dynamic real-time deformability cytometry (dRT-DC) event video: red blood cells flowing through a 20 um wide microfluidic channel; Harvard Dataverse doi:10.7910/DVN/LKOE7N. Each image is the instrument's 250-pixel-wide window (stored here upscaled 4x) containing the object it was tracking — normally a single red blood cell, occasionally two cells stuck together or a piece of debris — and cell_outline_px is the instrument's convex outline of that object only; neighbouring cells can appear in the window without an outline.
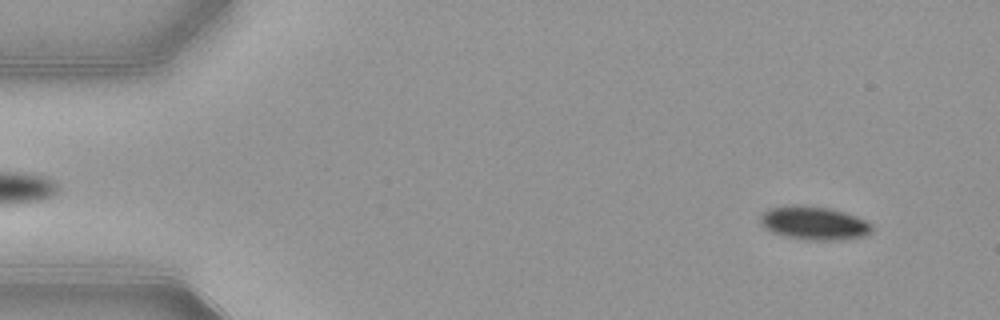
{"species": "common noctule bat (a hibernating species)", "species_latin": "Nyctalus noctula", "temperature_condition": "warm", "stored_images_in_passage": 52, "camera_frame_rate_fps": 3000, "um_per_image_px": 0.085, "animal": {"sex": "female", "body_mass_g": 21.9}, "frame": {"image": 1, "passage_image": 4, "time_ms": 1.0, "image_size_px": [1000, 320], "cell_outline_px": [[872, 232], [864, 236], [844, 240], [808, 240], [784, 236], [772, 232], [764, 228], [760, 224], [760, 216], [768, 208], [792, 204], [804, 204], [828, 208], [844, 212], [856, 216], [872, 224]], "centroid_in_image_um": [69.17, 18.96], "position_along_channel_um": 15.8, "area_um2": 22.08}}
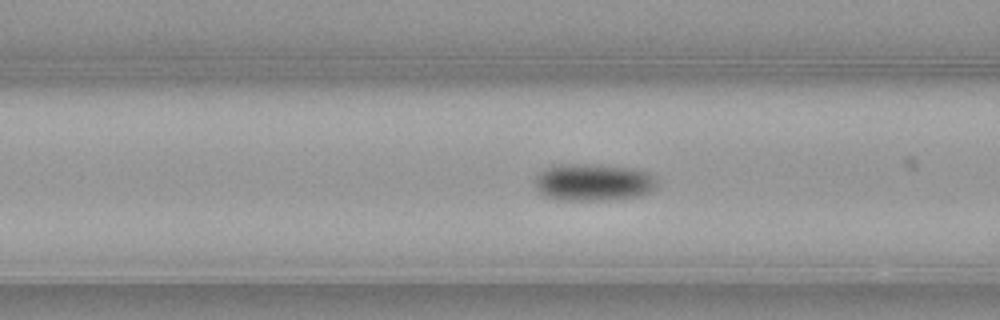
{"frame": {"image": 2, "passage_image": 20, "time_ms": 6.333, "image_size_px": [1000, 320], "cell_outline_px": [[656, 184], [648, 192], [640, 196], [608, 200], [556, 200], [544, 196], [536, 188], [536, 176], [540, 172], [556, 164], [600, 164], [636, 168], [652, 176]], "centroid_in_image_um": [50.39, 15.49], "position_along_channel_um": 116.2, "area_um2": 26.41}}
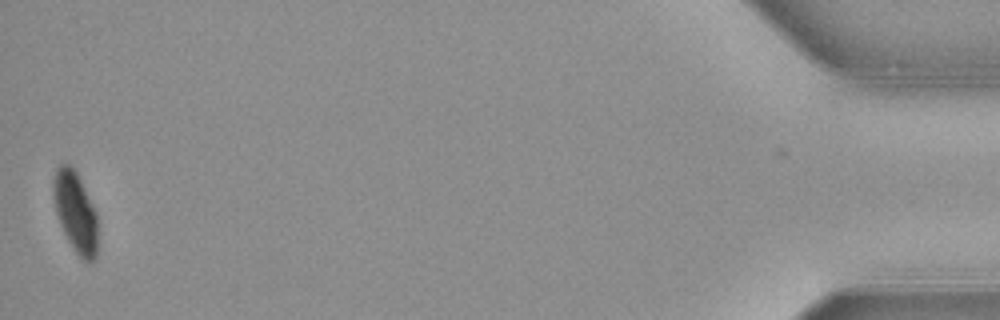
{"frame": {"image": 3, "passage_image": 52, "time_ms": 17.0, "image_size_px": [1000, 320], "cell_outline_px": [[96, 260], [92, 264], [88, 264], [76, 252], [68, 240], [60, 224], [56, 212], [52, 192], [52, 184], [56, 168], [60, 164], [68, 164], [76, 172], [96, 212]], "centroid_in_image_um": [6.39, 18.04], "position_along_channel_um": 428.8, "area_um2": 20.52}, "authors_computed_cell_mechanics": {"area_um2": 23.4379, "velocity_mm_per_s": 3.8746, "shape_relaxation_time_tau1_ms": 2.3227, "shape_relaxation_time_tau2_ms": null, "deformation_change_tau1": 0.1052, "deformation_change_tau2": null}}